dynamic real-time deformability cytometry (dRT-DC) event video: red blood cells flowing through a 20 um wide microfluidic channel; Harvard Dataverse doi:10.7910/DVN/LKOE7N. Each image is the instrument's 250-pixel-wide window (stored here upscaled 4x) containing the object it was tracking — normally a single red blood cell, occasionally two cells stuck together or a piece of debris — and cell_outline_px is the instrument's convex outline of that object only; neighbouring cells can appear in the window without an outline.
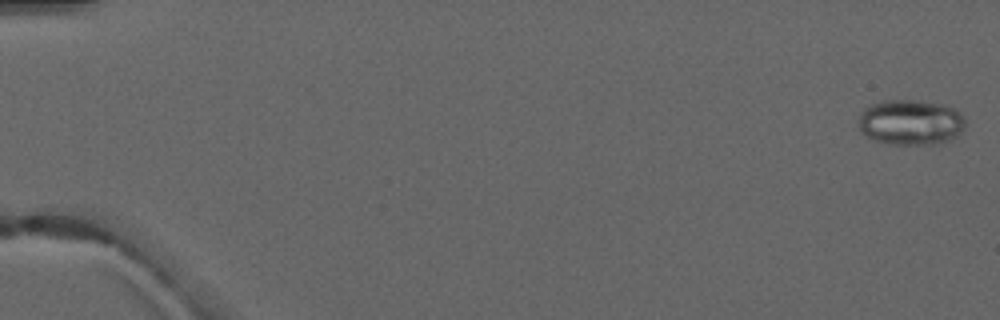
{"species": "common noctule bat (a hibernating species)", "species_latin": "Nyctalus noctula", "temperature_condition": "warm", "stored_images_in_passage": 5, "camera_frame_rate_fps": 3000, "um_per_image_px": 0.085, "animal": {"sex": "male", "forearm_length_mm": 52.5}, "frame": {"image": 1, "passage_image": 1, "time_ms": 0.0, "image_size_px": [1000, 320], "cell_outline_px": [[964, 128], [956, 136], [948, 140], [936, 144], [888, 144], [876, 140], [860, 132], [860, 112], [864, 108], [872, 104], [884, 100], [916, 100], [944, 104], [956, 108], [964, 116]], "centroid_in_image_um": [77.42, 10.38], "position_along_channel_um": 7.6, "area_um2": 28.32}}